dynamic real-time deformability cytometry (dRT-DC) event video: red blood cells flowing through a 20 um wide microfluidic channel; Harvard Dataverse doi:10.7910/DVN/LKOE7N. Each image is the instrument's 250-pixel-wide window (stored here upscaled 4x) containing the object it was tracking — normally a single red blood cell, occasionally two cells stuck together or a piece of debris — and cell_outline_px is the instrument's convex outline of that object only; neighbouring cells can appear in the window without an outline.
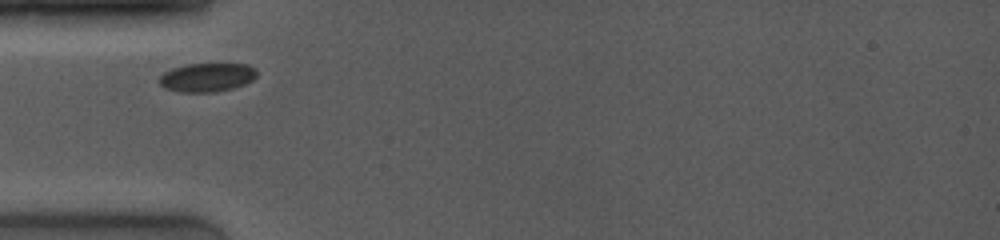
{"species": "common noctule bat (a hibernating species)", "species_latin": "Nyctalus noctula", "temperature_condition": "room temperature", "stored_images_in_passage": 2, "camera_frame_rate_fps": 4000, "um_per_image_px": 0.085, "animal": {"sex": "female", "body_mass_g": 19.0, "forearm_length_mm": 53.3}, "frame": {"image": 1, "passage_image": 1, "time_ms": 0.0, "image_size_px": [1000, 240], "cell_outline_px": [[256, 76], [252, 80], [244, 84], [232, 88], [216, 92], [180, 92], [164, 88], [160, 84], [160, 76], [164, 72], [172, 68], [188, 64], [248, 64], [256, 68]], "centroid_in_image_um": [17.6, 6.57], "position_along_channel_um": 67.4, "area_um2": 16.3}}